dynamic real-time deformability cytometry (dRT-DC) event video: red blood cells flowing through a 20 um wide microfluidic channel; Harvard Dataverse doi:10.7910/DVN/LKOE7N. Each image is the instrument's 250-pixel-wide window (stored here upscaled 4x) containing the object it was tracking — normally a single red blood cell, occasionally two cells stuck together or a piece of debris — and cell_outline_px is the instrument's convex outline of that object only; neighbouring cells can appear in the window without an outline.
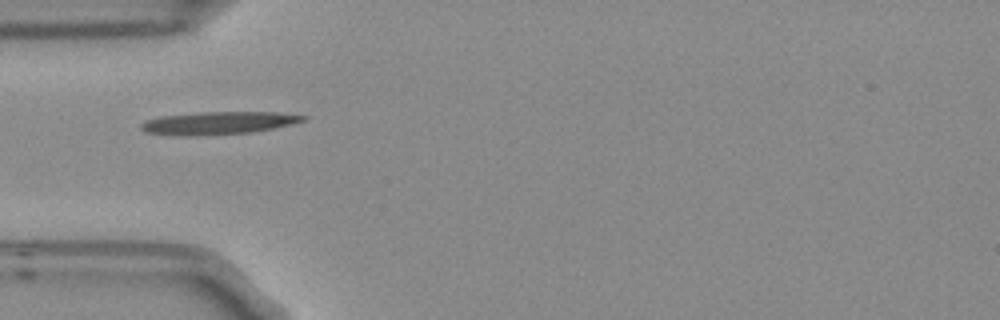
{"species": "Egyptian fruit bat (a non-hibernating species)", "species_latin": "Rousettus aegyptiacus", "temperature_condition": "room temperature", "stored_images_in_passage": 4, "camera_frame_rate_fps": 3000, "um_per_image_px": 0.085, "frame": {"image": 1, "passage_image": 1, "time_ms": 0.0, "image_size_px": [1000, 320], "cell_outline_px": [[308, 116], [304, 120], [272, 128], [252, 132], [188, 136], [172, 136], [144, 132], [140, 128], [140, 124], [144, 120], [160, 116], [200, 112], [276, 112]], "centroid_in_image_um": [18.43, 10.45], "position_along_channel_um": 66.6, "area_um2": 21.44}}